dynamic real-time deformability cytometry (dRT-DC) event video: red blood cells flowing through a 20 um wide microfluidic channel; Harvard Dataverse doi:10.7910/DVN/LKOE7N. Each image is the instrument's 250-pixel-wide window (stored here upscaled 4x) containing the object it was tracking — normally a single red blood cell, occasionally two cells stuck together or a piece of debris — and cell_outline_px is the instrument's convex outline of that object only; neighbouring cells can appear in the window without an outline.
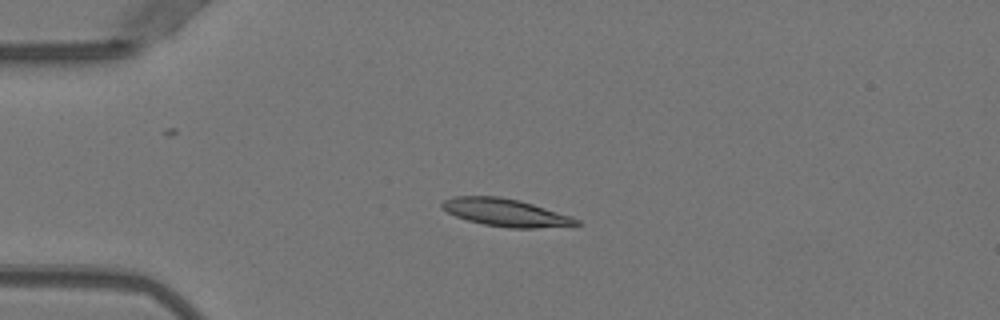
{"species": "Egyptian fruit bat (a non-hibernating species)", "species_latin": "Rousettus aegyptiacus", "temperature_condition": "warm", "stored_images_in_passage": 4, "camera_frame_rate_fps": 3000, "um_per_image_px": 0.085, "animal": {"sex": "female"}, "frame": {"image": 1, "passage_image": 4, "time_ms": 1.0, "image_size_px": [1000, 320], "cell_outline_px": [[580, 224], [536, 228], [508, 228], [484, 224], [468, 220], [456, 216], [448, 212], [440, 204], [444, 200], [456, 196], [500, 196], [520, 200], [572, 216], [580, 220]], "centroid_in_image_um": [42.99, 18.06], "position_along_channel_um": 42.0, "area_um2": 21.44}}